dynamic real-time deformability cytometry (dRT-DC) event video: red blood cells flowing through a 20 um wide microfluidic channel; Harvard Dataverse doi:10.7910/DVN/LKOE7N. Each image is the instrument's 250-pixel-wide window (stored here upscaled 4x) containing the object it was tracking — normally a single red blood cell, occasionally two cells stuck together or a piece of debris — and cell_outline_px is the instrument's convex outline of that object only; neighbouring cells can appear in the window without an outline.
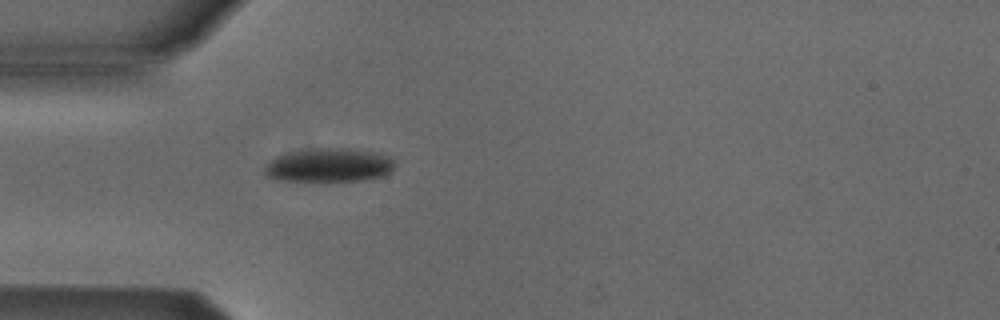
{"species": "Egyptian fruit bat (a non-hibernating species)", "species_latin": "Rousettus aegyptiacus", "temperature_condition": "cold", "stored_images_in_passage": 39, "camera_frame_rate_fps": 3000, "um_per_image_px": 0.085, "animal": {"sex": "male"}, "frame": {"image": 1, "passage_image": 2, "time_ms": 0.333, "image_size_px": [1000, 320], "cell_outline_px": [[392, 168], [384, 176], [364, 180], [276, 180], [268, 176], [264, 172], [264, 168], [276, 156], [316, 148], [348, 148], [372, 152], [388, 156], [392, 160]], "centroid_in_image_um": [27.96, 14.04], "position_along_channel_um": 57.0, "area_um2": 24.85}}
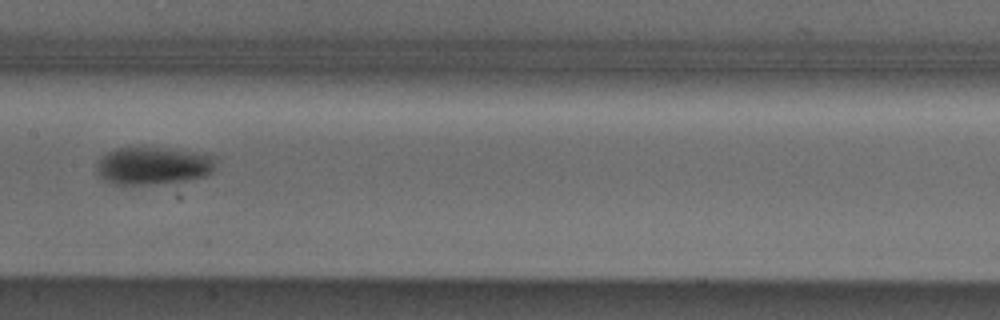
{"frame": {"image": 2, "passage_image": 13, "time_ms": 4.0, "image_size_px": [1000, 320], "cell_outline_px": [[216, 156], [212, 172], [204, 176], [184, 180], [152, 184], [116, 184], [104, 180], [100, 176], [100, 160], [108, 152], [116, 148], [160, 148]], "centroid_in_image_um": [13.04, 14.09], "position_along_channel_um": 194.4, "area_um2": 25.14}}
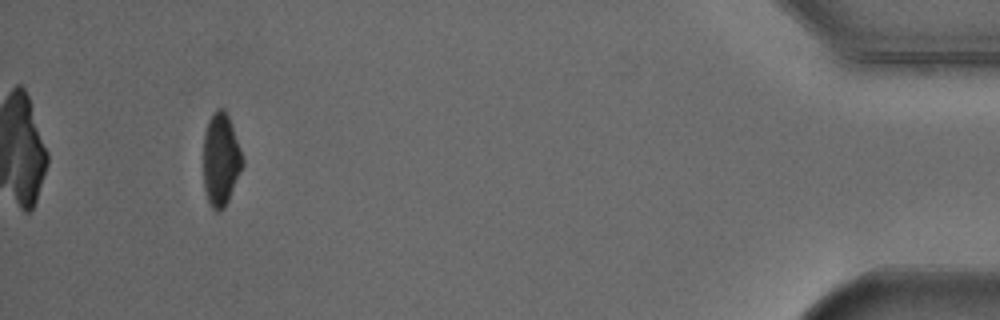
{"frame": {"image": 3, "passage_image": 36, "time_ms": 11.667, "image_size_px": [1000, 320], "cell_outline_px": [[244, 164], [228, 200], [224, 208], [220, 212], [216, 212], [208, 204], [204, 188], [204, 132], [208, 120], [212, 112], [216, 108], [224, 108], [228, 116], [240, 148], [244, 160]], "centroid_in_image_um": [18.76, 13.57], "position_along_channel_um": 416.4, "area_um2": 21.27}, "authors_computed_cell_mechanics": {"area_um2": 24.9118, "velocity_mm_per_s": 3.8602, "shape_relaxation_time_tau1_ms": 2.277, "shape_relaxation_time_tau2_ms": null, "deformation_change_tau1": 0.0902, "deformation_change_tau2": null}}